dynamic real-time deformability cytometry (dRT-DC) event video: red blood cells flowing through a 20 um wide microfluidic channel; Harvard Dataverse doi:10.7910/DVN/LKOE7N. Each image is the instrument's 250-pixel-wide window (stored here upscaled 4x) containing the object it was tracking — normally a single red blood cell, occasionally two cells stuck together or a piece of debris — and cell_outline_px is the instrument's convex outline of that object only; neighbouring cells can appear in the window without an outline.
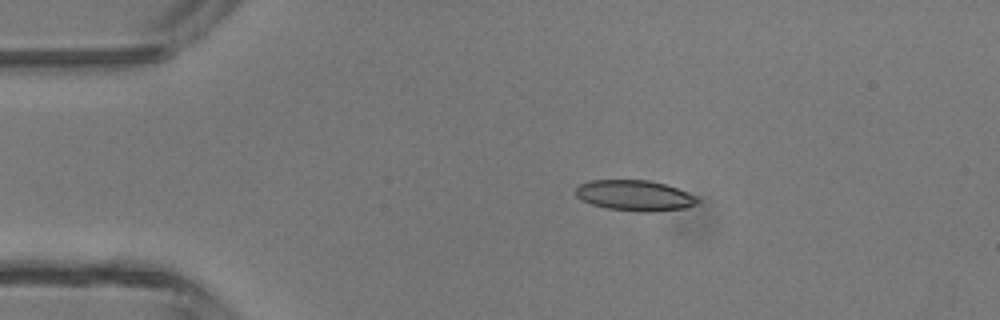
{"species": "common noctule bat (a hibernating species)", "species_latin": "Nyctalus noctula", "temperature_condition": "room temperature", "stored_images_in_passage": 46, "camera_frame_rate_fps": 3000, "um_per_image_px": 0.085, "animal": {"sex": "male", "body_mass_g": 13.3}, "frame": {"image": 1, "passage_image": 8, "time_ms": 2.333, "image_size_px": [1000, 320], "cell_outline_px": [[700, 200], [696, 204], [684, 208], [652, 212], [636, 212], [608, 208], [592, 204], [576, 196], [576, 188], [580, 184], [588, 180], [648, 180], [664, 184], [676, 188], [696, 196]], "centroid_in_image_um": [53.95, 16.62], "position_along_channel_um": 31.0, "area_um2": 21.62}}
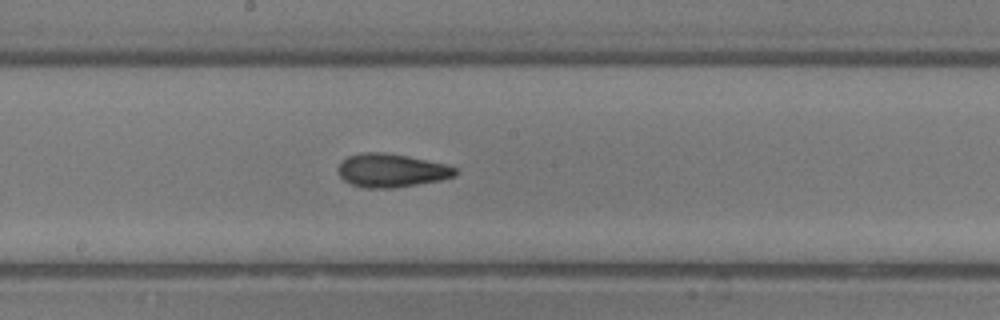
{"frame": {"image": 2, "passage_image": 24, "time_ms": 7.667, "image_size_px": [1000, 320], "cell_outline_px": [[456, 176], [440, 180], [392, 188], [364, 188], [352, 184], [344, 180], [340, 176], [336, 168], [348, 156], [364, 152], [384, 152], [408, 156], [448, 164], [456, 168]], "centroid_in_image_um": [33.27, 14.48], "position_along_channel_um": 214.9, "area_um2": 22.83}}
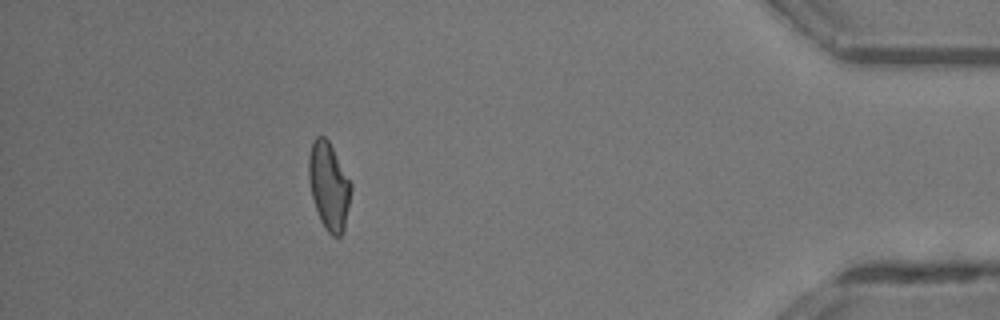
{"frame": {"image": 3, "passage_image": 41, "time_ms": 13.333, "image_size_px": [1000, 320], "cell_outline_px": [[352, 188], [344, 232], [340, 236], [332, 236], [324, 228], [320, 220], [312, 196], [308, 176], [308, 156], [312, 140], [316, 136], [324, 136], [328, 140], [352, 184]], "centroid_in_image_um": [27.95, 15.81], "position_along_channel_um": 407.2, "area_um2": 21.62}, "authors_computed_cell_mechanics": {"area_um2": 21.7328, "velocity_mm_per_s": 4.3788, "shape_relaxation_time_tau1_ms": 4.6208, "shape_relaxation_time_tau2_ms": 2.8445, "deformation_change_tau1": 0.157, "deformation_change_tau2": 0.0972}}